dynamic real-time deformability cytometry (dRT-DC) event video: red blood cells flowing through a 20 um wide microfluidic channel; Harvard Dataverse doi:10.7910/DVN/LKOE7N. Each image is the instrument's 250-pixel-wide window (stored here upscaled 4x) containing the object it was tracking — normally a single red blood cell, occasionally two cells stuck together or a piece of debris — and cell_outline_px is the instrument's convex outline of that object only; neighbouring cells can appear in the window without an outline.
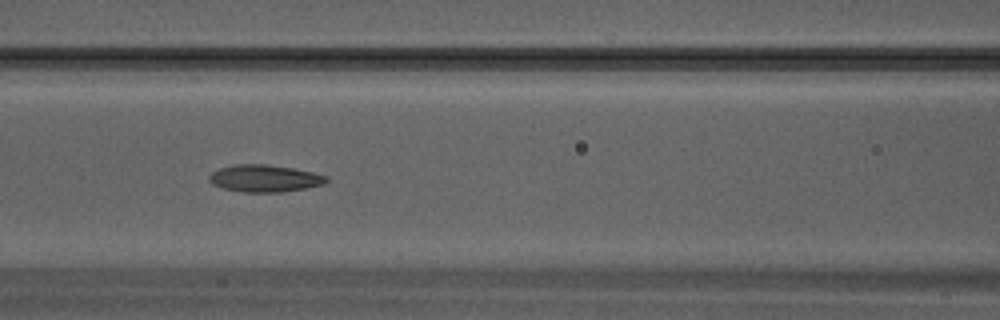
{"species": "Egyptian fruit bat (a non-hibernating species)", "species_latin": "Rousettus aegyptiacus", "temperature_condition": "warm", "stored_images_in_passage": 32, "camera_frame_rate_fps": 3000, "um_per_image_px": 0.085, "animal": {"sex": "male"}, "frame": {"image": 1, "passage_image": 14, "time_ms": 4.333, "image_size_px": [1000, 320], "cell_outline_px": [[328, 180], [324, 184], [304, 188], [280, 192], [244, 192], [224, 188], [212, 184], [208, 180], [208, 176], [212, 172], [220, 168], [232, 164], [268, 164], [292, 168], [312, 172], [328, 176]], "centroid_in_image_um": [22.47, 15.15], "position_along_channel_um": 144.1, "area_um2": 18.5}}
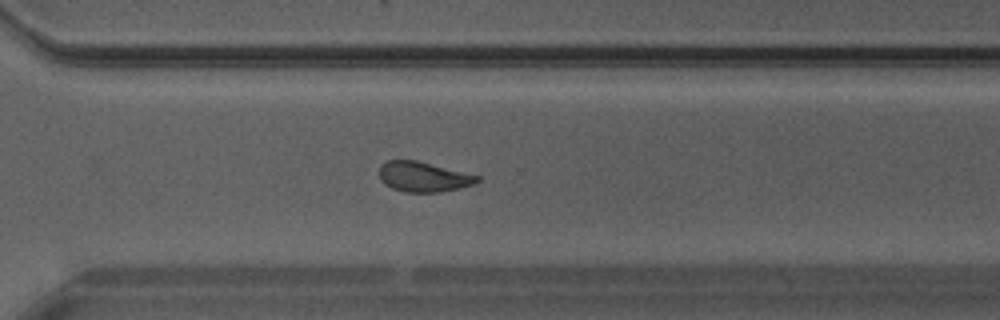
{"frame": {"image": 2, "passage_image": 23, "time_ms": 7.333, "image_size_px": [1000, 320], "cell_outline_px": [[480, 180], [476, 184], [460, 188], [440, 192], [404, 192], [392, 188], [384, 184], [380, 180], [380, 164], [388, 160], [416, 160], [480, 176]], "centroid_in_image_um": [35.99, 15.03], "position_along_channel_um": 334.6, "area_um2": 17.22}}